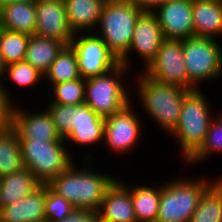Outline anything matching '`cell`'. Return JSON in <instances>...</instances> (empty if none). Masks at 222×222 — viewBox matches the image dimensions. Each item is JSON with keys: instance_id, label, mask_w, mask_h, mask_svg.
Here are the masks:
<instances>
[{"instance_id": "obj_1", "label": "cell", "mask_w": 222, "mask_h": 222, "mask_svg": "<svg viewBox=\"0 0 222 222\" xmlns=\"http://www.w3.org/2000/svg\"><path fill=\"white\" fill-rule=\"evenodd\" d=\"M86 155L85 159L83 157L81 168L74 162L67 170L53 179L48 186L70 202L75 209L97 212L105 192L117 178L112 177L111 174L106 175L98 171L95 172V170L92 171L93 168H89L93 163L92 154L87 153Z\"/></svg>"}, {"instance_id": "obj_2", "label": "cell", "mask_w": 222, "mask_h": 222, "mask_svg": "<svg viewBox=\"0 0 222 222\" xmlns=\"http://www.w3.org/2000/svg\"><path fill=\"white\" fill-rule=\"evenodd\" d=\"M46 109L66 143L82 148L104 142L105 118L96 114L88 105L49 103Z\"/></svg>"}, {"instance_id": "obj_3", "label": "cell", "mask_w": 222, "mask_h": 222, "mask_svg": "<svg viewBox=\"0 0 222 222\" xmlns=\"http://www.w3.org/2000/svg\"><path fill=\"white\" fill-rule=\"evenodd\" d=\"M134 87L142 109L170 135L176 128L184 96L189 92L177 86L157 82L140 72Z\"/></svg>"}, {"instance_id": "obj_4", "label": "cell", "mask_w": 222, "mask_h": 222, "mask_svg": "<svg viewBox=\"0 0 222 222\" xmlns=\"http://www.w3.org/2000/svg\"><path fill=\"white\" fill-rule=\"evenodd\" d=\"M200 89L189 91L181 106L180 117L170 136L177 139L186 163L204 144L212 116L210 104ZM211 113V114H210ZM177 137V138H176Z\"/></svg>"}, {"instance_id": "obj_5", "label": "cell", "mask_w": 222, "mask_h": 222, "mask_svg": "<svg viewBox=\"0 0 222 222\" xmlns=\"http://www.w3.org/2000/svg\"><path fill=\"white\" fill-rule=\"evenodd\" d=\"M208 179L180 176L160 184V205L156 222H190L204 191L215 181Z\"/></svg>"}, {"instance_id": "obj_6", "label": "cell", "mask_w": 222, "mask_h": 222, "mask_svg": "<svg viewBox=\"0 0 222 222\" xmlns=\"http://www.w3.org/2000/svg\"><path fill=\"white\" fill-rule=\"evenodd\" d=\"M142 12L131 0H107L104 5L94 33L119 60L130 48L133 31Z\"/></svg>"}, {"instance_id": "obj_7", "label": "cell", "mask_w": 222, "mask_h": 222, "mask_svg": "<svg viewBox=\"0 0 222 222\" xmlns=\"http://www.w3.org/2000/svg\"><path fill=\"white\" fill-rule=\"evenodd\" d=\"M24 166L42 184L48 185L73 163L64 139L58 142L19 139Z\"/></svg>"}, {"instance_id": "obj_8", "label": "cell", "mask_w": 222, "mask_h": 222, "mask_svg": "<svg viewBox=\"0 0 222 222\" xmlns=\"http://www.w3.org/2000/svg\"><path fill=\"white\" fill-rule=\"evenodd\" d=\"M127 71L132 72L120 64L104 75L86 79L85 104L104 118L122 110L132 101L130 90L123 80L129 74Z\"/></svg>"}, {"instance_id": "obj_9", "label": "cell", "mask_w": 222, "mask_h": 222, "mask_svg": "<svg viewBox=\"0 0 222 222\" xmlns=\"http://www.w3.org/2000/svg\"><path fill=\"white\" fill-rule=\"evenodd\" d=\"M183 57L189 91L200 89L203 82L222 78V46L220 40L204 37L183 39ZM210 80V81H209Z\"/></svg>"}, {"instance_id": "obj_10", "label": "cell", "mask_w": 222, "mask_h": 222, "mask_svg": "<svg viewBox=\"0 0 222 222\" xmlns=\"http://www.w3.org/2000/svg\"><path fill=\"white\" fill-rule=\"evenodd\" d=\"M69 45L76 53L79 73L83 79L104 75L121 64L94 32L76 33Z\"/></svg>"}, {"instance_id": "obj_11", "label": "cell", "mask_w": 222, "mask_h": 222, "mask_svg": "<svg viewBox=\"0 0 222 222\" xmlns=\"http://www.w3.org/2000/svg\"><path fill=\"white\" fill-rule=\"evenodd\" d=\"M142 73L157 82L189 90L183 39H164L156 57Z\"/></svg>"}, {"instance_id": "obj_12", "label": "cell", "mask_w": 222, "mask_h": 222, "mask_svg": "<svg viewBox=\"0 0 222 222\" xmlns=\"http://www.w3.org/2000/svg\"><path fill=\"white\" fill-rule=\"evenodd\" d=\"M133 107V102H130L122 110L105 118L103 143L112 153L124 155L131 152L139 143L140 136L143 135L140 114L136 113Z\"/></svg>"}, {"instance_id": "obj_13", "label": "cell", "mask_w": 222, "mask_h": 222, "mask_svg": "<svg viewBox=\"0 0 222 222\" xmlns=\"http://www.w3.org/2000/svg\"><path fill=\"white\" fill-rule=\"evenodd\" d=\"M164 39L156 15L153 12L143 11L136 22L130 48L120 59V63L132 69L130 55L131 52L137 53L145 69L156 57Z\"/></svg>"}, {"instance_id": "obj_14", "label": "cell", "mask_w": 222, "mask_h": 222, "mask_svg": "<svg viewBox=\"0 0 222 222\" xmlns=\"http://www.w3.org/2000/svg\"><path fill=\"white\" fill-rule=\"evenodd\" d=\"M35 34L70 44L75 35L67 21L64 0H35Z\"/></svg>"}, {"instance_id": "obj_15", "label": "cell", "mask_w": 222, "mask_h": 222, "mask_svg": "<svg viewBox=\"0 0 222 222\" xmlns=\"http://www.w3.org/2000/svg\"><path fill=\"white\" fill-rule=\"evenodd\" d=\"M15 104L12 113V129L18 139L58 142L63 138L56 130L52 117L45 108L40 111H28Z\"/></svg>"}, {"instance_id": "obj_16", "label": "cell", "mask_w": 222, "mask_h": 222, "mask_svg": "<svg viewBox=\"0 0 222 222\" xmlns=\"http://www.w3.org/2000/svg\"><path fill=\"white\" fill-rule=\"evenodd\" d=\"M193 0H168L153 13L165 39H186L194 36Z\"/></svg>"}, {"instance_id": "obj_17", "label": "cell", "mask_w": 222, "mask_h": 222, "mask_svg": "<svg viewBox=\"0 0 222 222\" xmlns=\"http://www.w3.org/2000/svg\"><path fill=\"white\" fill-rule=\"evenodd\" d=\"M118 177L107 189L100 208L99 222H137L133 209L130 185Z\"/></svg>"}, {"instance_id": "obj_18", "label": "cell", "mask_w": 222, "mask_h": 222, "mask_svg": "<svg viewBox=\"0 0 222 222\" xmlns=\"http://www.w3.org/2000/svg\"><path fill=\"white\" fill-rule=\"evenodd\" d=\"M0 28L34 35L36 29L35 0H11L1 4Z\"/></svg>"}, {"instance_id": "obj_19", "label": "cell", "mask_w": 222, "mask_h": 222, "mask_svg": "<svg viewBox=\"0 0 222 222\" xmlns=\"http://www.w3.org/2000/svg\"><path fill=\"white\" fill-rule=\"evenodd\" d=\"M46 185L16 203L0 208V222H45Z\"/></svg>"}, {"instance_id": "obj_20", "label": "cell", "mask_w": 222, "mask_h": 222, "mask_svg": "<svg viewBox=\"0 0 222 222\" xmlns=\"http://www.w3.org/2000/svg\"><path fill=\"white\" fill-rule=\"evenodd\" d=\"M107 0H64L68 24L74 34L95 32Z\"/></svg>"}, {"instance_id": "obj_21", "label": "cell", "mask_w": 222, "mask_h": 222, "mask_svg": "<svg viewBox=\"0 0 222 222\" xmlns=\"http://www.w3.org/2000/svg\"><path fill=\"white\" fill-rule=\"evenodd\" d=\"M192 19L194 36L220 38L219 35L222 36V0H193Z\"/></svg>"}, {"instance_id": "obj_22", "label": "cell", "mask_w": 222, "mask_h": 222, "mask_svg": "<svg viewBox=\"0 0 222 222\" xmlns=\"http://www.w3.org/2000/svg\"><path fill=\"white\" fill-rule=\"evenodd\" d=\"M42 184L26 167L0 178V208L10 206L31 195Z\"/></svg>"}, {"instance_id": "obj_23", "label": "cell", "mask_w": 222, "mask_h": 222, "mask_svg": "<svg viewBox=\"0 0 222 222\" xmlns=\"http://www.w3.org/2000/svg\"><path fill=\"white\" fill-rule=\"evenodd\" d=\"M66 45L55 39L31 35L25 56V61L45 75L51 64Z\"/></svg>"}, {"instance_id": "obj_24", "label": "cell", "mask_w": 222, "mask_h": 222, "mask_svg": "<svg viewBox=\"0 0 222 222\" xmlns=\"http://www.w3.org/2000/svg\"><path fill=\"white\" fill-rule=\"evenodd\" d=\"M143 185H130L137 222H156L160 205V184L155 187Z\"/></svg>"}, {"instance_id": "obj_25", "label": "cell", "mask_w": 222, "mask_h": 222, "mask_svg": "<svg viewBox=\"0 0 222 222\" xmlns=\"http://www.w3.org/2000/svg\"><path fill=\"white\" fill-rule=\"evenodd\" d=\"M190 222H222V177L204 191Z\"/></svg>"}, {"instance_id": "obj_26", "label": "cell", "mask_w": 222, "mask_h": 222, "mask_svg": "<svg viewBox=\"0 0 222 222\" xmlns=\"http://www.w3.org/2000/svg\"><path fill=\"white\" fill-rule=\"evenodd\" d=\"M78 78H81V76L76 53L70 45H67L58 54L51 64L50 69L44 75L45 81L43 83L49 82L48 85L51 84V87L54 84L72 81Z\"/></svg>"}, {"instance_id": "obj_27", "label": "cell", "mask_w": 222, "mask_h": 222, "mask_svg": "<svg viewBox=\"0 0 222 222\" xmlns=\"http://www.w3.org/2000/svg\"><path fill=\"white\" fill-rule=\"evenodd\" d=\"M24 167L20 142L14 130L0 132V178Z\"/></svg>"}, {"instance_id": "obj_28", "label": "cell", "mask_w": 222, "mask_h": 222, "mask_svg": "<svg viewBox=\"0 0 222 222\" xmlns=\"http://www.w3.org/2000/svg\"><path fill=\"white\" fill-rule=\"evenodd\" d=\"M7 77L8 80L13 82V84H16V86L25 87L26 89L27 87L30 88L38 83L40 84L44 75L25 60L5 66L0 77V91L9 96L14 102V98L11 97L12 94L10 95V91L12 90L7 89L8 87L6 84L4 86L3 83L4 80H7Z\"/></svg>"}, {"instance_id": "obj_29", "label": "cell", "mask_w": 222, "mask_h": 222, "mask_svg": "<svg viewBox=\"0 0 222 222\" xmlns=\"http://www.w3.org/2000/svg\"><path fill=\"white\" fill-rule=\"evenodd\" d=\"M30 35L0 28V50L5 66L23 61Z\"/></svg>"}, {"instance_id": "obj_30", "label": "cell", "mask_w": 222, "mask_h": 222, "mask_svg": "<svg viewBox=\"0 0 222 222\" xmlns=\"http://www.w3.org/2000/svg\"><path fill=\"white\" fill-rule=\"evenodd\" d=\"M216 116L209 124L204 144L185 164L194 166L207 160L210 154L222 153V113Z\"/></svg>"}, {"instance_id": "obj_31", "label": "cell", "mask_w": 222, "mask_h": 222, "mask_svg": "<svg viewBox=\"0 0 222 222\" xmlns=\"http://www.w3.org/2000/svg\"><path fill=\"white\" fill-rule=\"evenodd\" d=\"M86 79L78 78L72 81L61 82L51 86L53 95L49 103L61 105L85 104Z\"/></svg>"}, {"instance_id": "obj_32", "label": "cell", "mask_w": 222, "mask_h": 222, "mask_svg": "<svg viewBox=\"0 0 222 222\" xmlns=\"http://www.w3.org/2000/svg\"><path fill=\"white\" fill-rule=\"evenodd\" d=\"M45 222H56L63 220L74 210V206L65 198L55 193L48 185H46L45 200Z\"/></svg>"}, {"instance_id": "obj_33", "label": "cell", "mask_w": 222, "mask_h": 222, "mask_svg": "<svg viewBox=\"0 0 222 222\" xmlns=\"http://www.w3.org/2000/svg\"><path fill=\"white\" fill-rule=\"evenodd\" d=\"M15 104L9 96L0 91V132L12 128V113Z\"/></svg>"}, {"instance_id": "obj_34", "label": "cell", "mask_w": 222, "mask_h": 222, "mask_svg": "<svg viewBox=\"0 0 222 222\" xmlns=\"http://www.w3.org/2000/svg\"><path fill=\"white\" fill-rule=\"evenodd\" d=\"M56 222H99V217L96 211L75 209L63 220Z\"/></svg>"}, {"instance_id": "obj_35", "label": "cell", "mask_w": 222, "mask_h": 222, "mask_svg": "<svg viewBox=\"0 0 222 222\" xmlns=\"http://www.w3.org/2000/svg\"><path fill=\"white\" fill-rule=\"evenodd\" d=\"M142 11L153 12L157 7L165 4L168 0H131Z\"/></svg>"}, {"instance_id": "obj_36", "label": "cell", "mask_w": 222, "mask_h": 222, "mask_svg": "<svg viewBox=\"0 0 222 222\" xmlns=\"http://www.w3.org/2000/svg\"><path fill=\"white\" fill-rule=\"evenodd\" d=\"M4 68H5V64H4V61H3V58H2V54H1V50H0V77L4 71Z\"/></svg>"}, {"instance_id": "obj_37", "label": "cell", "mask_w": 222, "mask_h": 222, "mask_svg": "<svg viewBox=\"0 0 222 222\" xmlns=\"http://www.w3.org/2000/svg\"><path fill=\"white\" fill-rule=\"evenodd\" d=\"M11 0H0V5Z\"/></svg>"}]
</instances>
